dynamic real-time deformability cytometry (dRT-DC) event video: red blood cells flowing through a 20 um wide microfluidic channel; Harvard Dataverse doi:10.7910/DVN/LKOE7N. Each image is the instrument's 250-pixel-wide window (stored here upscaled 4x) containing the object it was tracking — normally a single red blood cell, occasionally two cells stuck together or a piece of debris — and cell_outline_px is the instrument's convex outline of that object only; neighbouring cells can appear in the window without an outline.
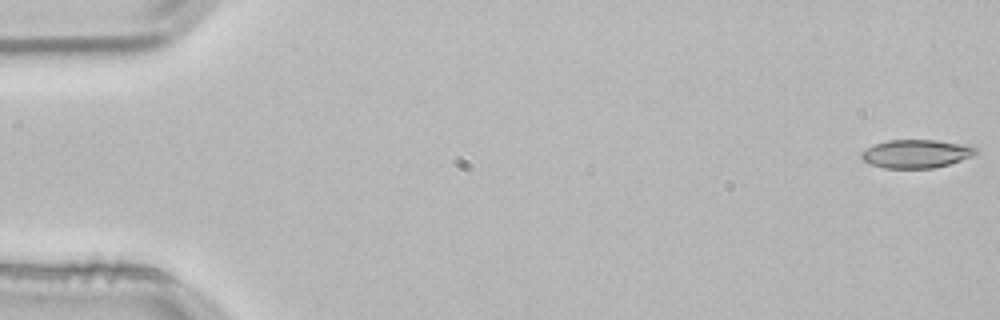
{"species": "common noctule bat (a hibernating species)", "species_latin": "Nyctalus noctula", "temperature_condition": "room temperature", "stored_images_in_passage": 10, "camera_frame_rate_fps": 3000, "um_per_image_px": 0.085, "animal": {"sex": "male", "body_mass_g": 21.5, "forearm_length_mm": 52.0}, "frame": {"image": 1, "passage_image": 1, "time_ms": 0.0, "image_size_px": [1000, 320], "cell_outline_px": [[976, 152], [972, 156], [948, 164], [932, 168], [884, 168], [868, 164], [860, 156], [860, 152], [872, 144], [888, 140], [936, 140], [972, 144], [976, 148]], "centroid_in_image_um": [77.86, 13.05], "position_along_channel_um": 7.1, "area_um2": 19.13}}